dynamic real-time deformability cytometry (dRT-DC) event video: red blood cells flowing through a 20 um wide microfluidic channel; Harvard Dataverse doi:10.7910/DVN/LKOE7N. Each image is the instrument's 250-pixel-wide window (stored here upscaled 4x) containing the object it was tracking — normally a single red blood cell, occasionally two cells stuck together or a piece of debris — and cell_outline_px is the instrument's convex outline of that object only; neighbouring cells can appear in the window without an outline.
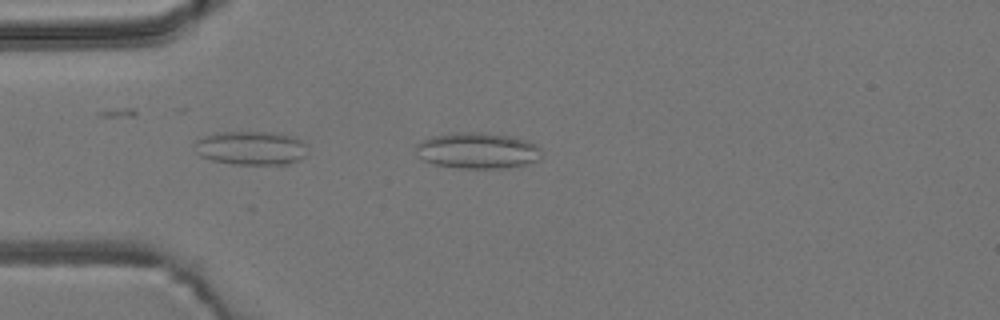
{"species": "common noctule bat (a hibernating species)", "species_latin": "Nyctalus noctula", "temperature_condition": "room temperature", "stored_images_in_passage": 8, "camera_frame_rate_fps": 3000, "um_per_image_px": 0.085, "animal": {"sex": "male", "body_mass_g": 19.2, "forearm_length_mm": 51.8}, "frame": {"image": 1, "passage_image": 2, "time_ms": 0.333, "image_size_px": [1000, 320], "cell_outline_px": [[544, 152], [540, 160], [528, 164], [508, 168], [460, 168], [432, 164], [416, 156], [416, 144], [420, 140], [428, 136], [448, 132], [480, 132], [516, 136], [528, 140], [536, 144]], "centroid_in_image_um": [40.6, 12.78], "position_along_channel_um": 44.4, "area_um2": 27.34}}